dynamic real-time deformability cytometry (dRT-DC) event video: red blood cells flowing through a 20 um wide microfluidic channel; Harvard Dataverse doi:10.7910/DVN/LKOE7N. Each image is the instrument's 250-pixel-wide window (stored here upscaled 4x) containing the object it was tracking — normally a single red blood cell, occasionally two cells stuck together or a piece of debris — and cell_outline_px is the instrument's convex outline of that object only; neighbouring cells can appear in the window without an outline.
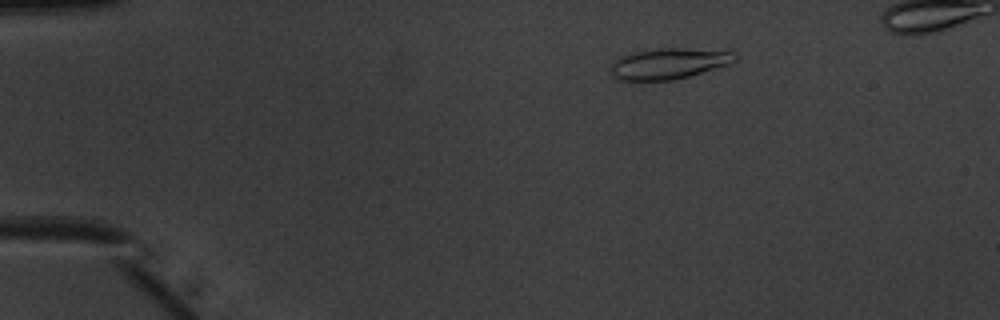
{"species": "common noctule bat (a hibernating species)", "species_latin": "Nyctalus noctula", "temperature_condition": "warm", "stored_images_in_passage": 49, "camera_frame_rate_fps": 3000, "um_per_image_px": 0.085, "animal": {"sex": "male", "body_mass_g": 20.1, "forearm_length_mm": 53.5}, "frame": {"image": 1, "passage_image": 9, "time_ms": 2.667, "image_size_px": [1000, 320], "cell_outline_px": [[740, 56], [736, 60], [728, 64], [688, 76], [672, 80], [620, 80], [612, 76], [612, 64], [620, 56], [632, 52], [656, 48], [680, 48], [736, 52]], "centroid_in_image_um": [56.85, 5.39], "position_along_channel_um": 28.2, "area_um2": 22.14}}
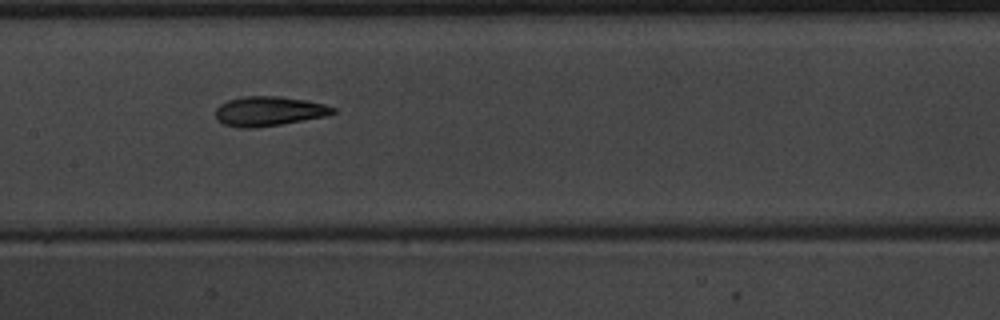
{"frame": {"image": 2, "passage_image": 26, "time_ms": 8.333, "image_size_px": [1000, 320], "cell_outline_px": [[336, 112], [328, 116], [256, 128], [236, 128], [224, 124], [216, 120], [216, 108], [220, 104], [228, 100], [244, 96], [280, 96], [308, 100], [324, 104], [336, 108]], "centroid_in_image_um": [22.86, 9.45], "position_along_channel_um": 184.5, "area_um2": 20.46}}
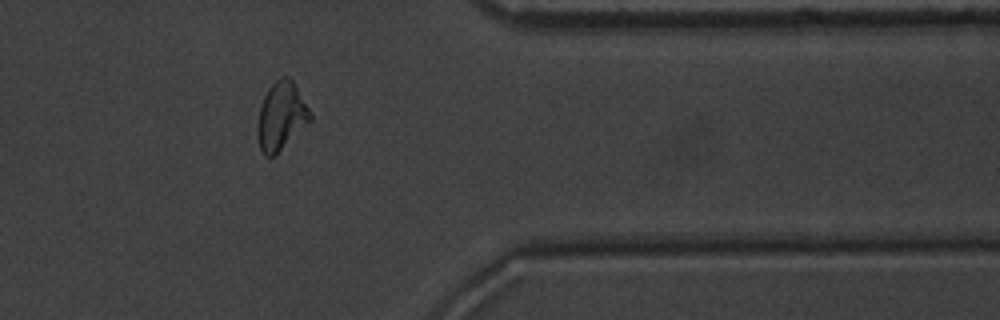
{"frame": {"image": 3, "passage_image": 42, "time_ms": 13.667, "image_size_px": [1000, 320], "cell_outline_px": [[312, 120], [276, 156], [264, 156], [260, 148], [256, 132], [256, 128], [260, 108], [264, 96], [268, 88], [276, 80], [284, 76], [288, 76], [292, 80], [312, 112]], "centroid_in_image_um": [23.91, 9.91], "position_along_channel_um": 387.5, "area_um2": 21.15}}